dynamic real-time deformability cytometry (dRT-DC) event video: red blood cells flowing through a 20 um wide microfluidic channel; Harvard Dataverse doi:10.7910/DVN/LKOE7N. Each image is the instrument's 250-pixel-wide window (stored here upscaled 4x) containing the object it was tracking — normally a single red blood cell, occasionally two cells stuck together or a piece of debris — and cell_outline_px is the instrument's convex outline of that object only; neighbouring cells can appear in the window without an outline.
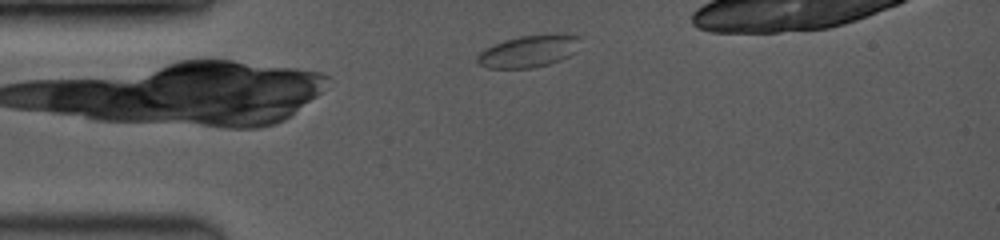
{"species": "common noctule bat (a hibernating species)", "species_latin": "Nyctalus noctula", "temperature_condition": "room temperature", "stored_images_in_passage": 26, "camera_frame_rate_fps": 3500, "um_per_image_px": 0.085, "animal": {"sex": "female", "body_mass_g": 19.0, "forearm_length_mm": 53.3}, "frame": {"image": 1, "passage_image": 3, "time_ms": 0.857, "image_size_px": [1000, 240], "cell_outline_px": [[576, 36], [572, 52], [568, 56], [560, 60], [548, 64], [532, 68], [488, 68], [480, 64], [476, 60], [476, 56], [480, 52], [496, 44], [520, 36]], "centroid_in_image_um": [44.78, 4.42], "position_along_channel_um": 40.2, "area_um2": 17.8}}
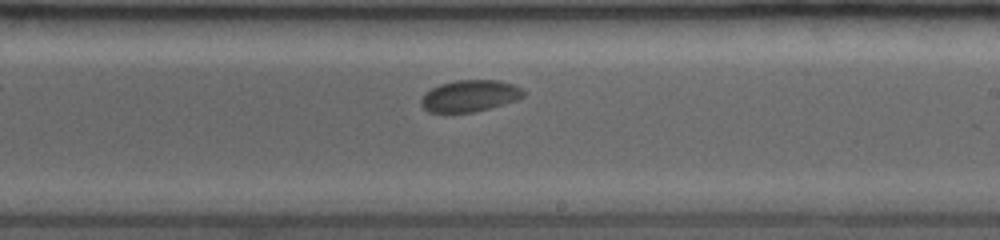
{"frame": {"image": 2, "passage_image": 15, "time_ms": 6.857, "image_size_px": [1000, 240], "cell_outline_px": [[524, 96], [516, 100], [488, 108], [472, 112], [428, 112], [420, 104], [420, 100], [424, 92], [440, 84], [456, 80], [500, 80], [512, 84], [520, 88], [524, 92]], "centroid_in_image_um": [39.89, 8.14], "position_along_channel_um": 249.1, "area_um2": 18.73}}
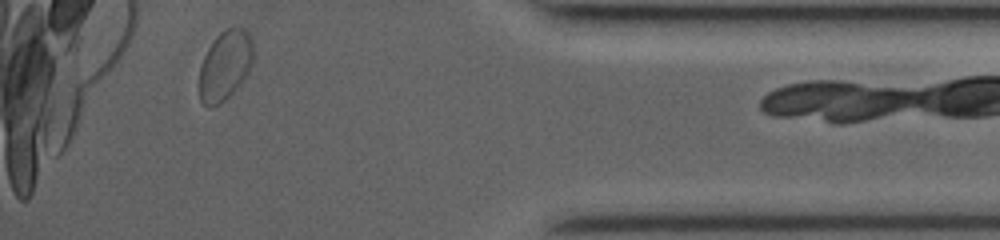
{"frame": {"image": 3, "passage_image": 25, "time_ms": 11.714, "image_size_px": [1000, 240], "cell_outline_px": [[252, 64], [244, 80], [220, 104], [212, 108], [208, 108], [200, 100], [200, 68], [204, 56], [208, 48], [216, 36], [220, 32], [228, 28], [244, 28], [248, 32], [252, 40]], "centroid_in_image_um": [19.13, 5.57], "position_along_channel_um": 416.1, "area_um2": 21.79}, "authors_computed_cell_mechanics": {"area_um2": 19.363, "velocity_mm_per_s": 3.9497, "shape_relaxation_time_tau1_ms": 1.4767, "shape_relaxation_time_tau2_ms": null, "deformation_change_tau1": 0.0329, "deformation_change_tau2": null}}